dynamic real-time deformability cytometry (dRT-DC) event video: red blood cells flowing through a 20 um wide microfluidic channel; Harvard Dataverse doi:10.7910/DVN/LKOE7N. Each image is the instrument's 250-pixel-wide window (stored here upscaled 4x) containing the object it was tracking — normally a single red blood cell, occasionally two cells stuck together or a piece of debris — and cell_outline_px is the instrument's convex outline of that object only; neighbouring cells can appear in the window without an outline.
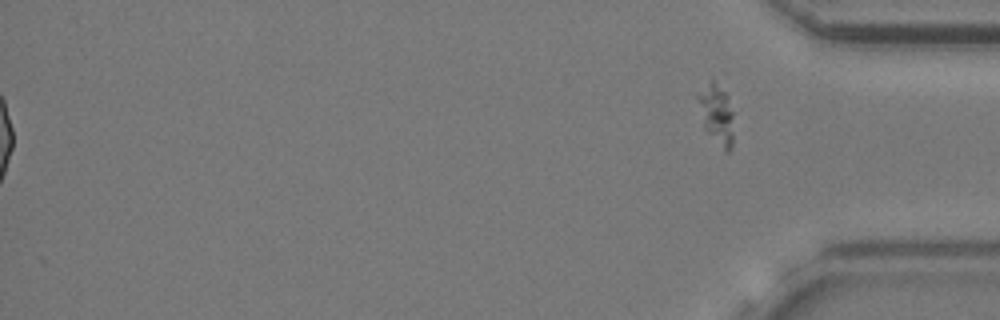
{"species": "common noctule bat (a hibernating species)", "species_latin": "Nyctalus noctula", "temperature_condition": "cold", "stored_images_in_passage": 49, "segment_of_instrument_passage": [2, 2], "camera_frame_rate_fps": 3000, "um_per_image_px": 0.085, "animal": {"sex": "female", "body_mass_g": 24.6, "forearm_length_mm": 56.2}, "frame": {"image": 1, "passage_image": 49, "time_ms": 16.0, "image_size_px": [1000, 320], "cell_outline_px": [[732, 148], [728, 152], [724, 152], [704, 128], [696, 96], [696, 92], [712, 76], [728, 96], [732, 112]], "centroid_in_image_um": [60.87, 9.64], "position_along_channel_um": 374.3, "area_um2": 12.77}}